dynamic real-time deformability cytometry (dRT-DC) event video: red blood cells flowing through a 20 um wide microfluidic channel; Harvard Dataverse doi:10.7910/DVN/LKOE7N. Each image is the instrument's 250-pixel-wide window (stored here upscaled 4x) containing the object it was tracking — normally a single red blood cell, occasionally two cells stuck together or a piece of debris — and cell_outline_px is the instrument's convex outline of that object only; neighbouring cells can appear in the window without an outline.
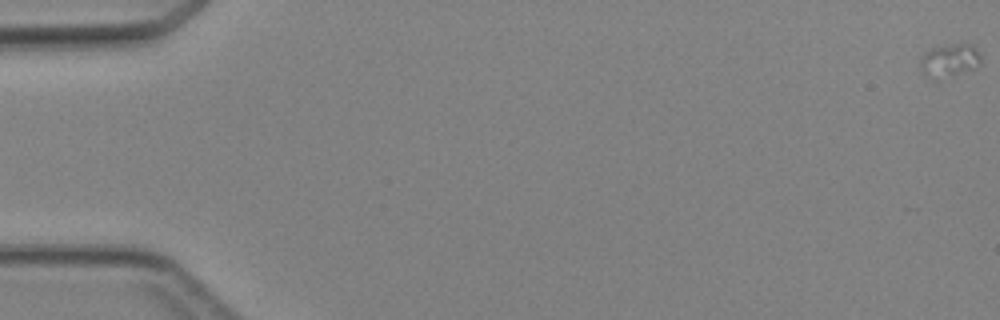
{"species": "Egyptian fruit bat (a non-hibernating species)", "species_latin": "Rousettus aegyptiacus", "temperature_condition": "cold", "stored_images_in_passage": 3, "segment_of_instrument_passage": [2, 2], "camera_frame_rate_fps": 3000, "um_per_image_px": 0.085, "animal": {"sex": "female"}, "frame": {"image": 1, "passage_image": 3, "time_ms": 2.333, "image_size_px": [1000, 320], "cell_outline_px": [[980, 64], [976, 68], [932, 80], [920, 68], [920, 56], [924, 52], [932, 48], [956, 44], [972, 44], [980, 52]], "centroid_in_image_um": [80.7, 5.12], "position_along_channel_um": 4.3, "area_um2": 11.56}}